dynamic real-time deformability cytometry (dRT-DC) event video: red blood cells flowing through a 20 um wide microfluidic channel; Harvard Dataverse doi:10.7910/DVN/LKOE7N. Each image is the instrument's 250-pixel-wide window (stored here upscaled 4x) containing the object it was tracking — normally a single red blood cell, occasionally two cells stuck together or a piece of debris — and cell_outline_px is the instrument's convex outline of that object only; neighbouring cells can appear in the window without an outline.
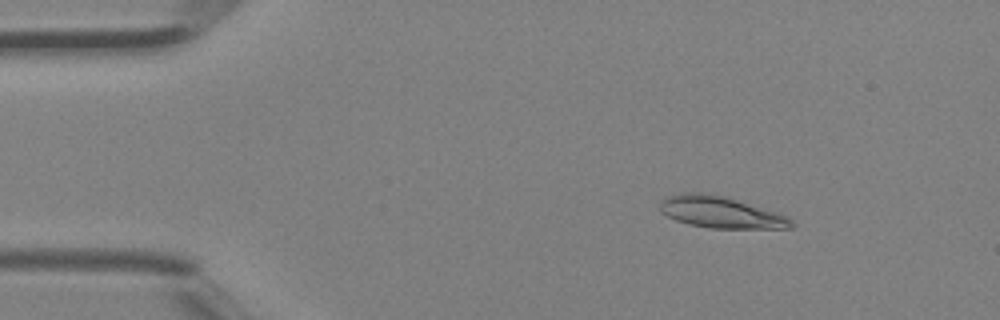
{"species": "Egyptian fruit bat (a non-hibernating species)", "species_latin": "Rousettus aegyptiacus", "temperature_condition": "room temperature", "stored_images_in_passage": 41, "camera_frame_rate_fps": 3000, "um_per_image_px": 0.085, "animal": {"sex": "female"}, "frame": {"image": 1, "passage_image": 6, "time_ms": 1.667, "image_size_px": [1000, 320], "cell_outline_px": [[796, 224], [792, 228], [708, 228], [688, 224], [676, 220], [660, 212], [660, 200], [668, 196], [684, 192], [704, 192], [724, 196], [788, 216]], "centroid_in_image_um": [61.24, 18.04], "position_along_channel_um": 23.8, "area_um2": 24.16}}
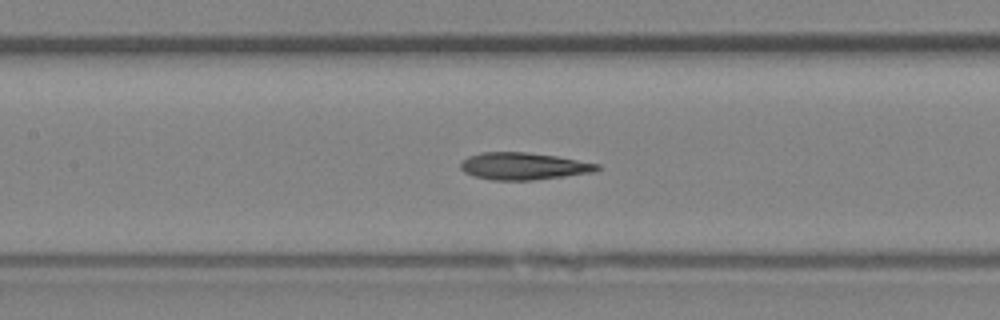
{"frame": {"image": 2, "passage_image": 19, "time_ms": 6.0, "image_size_px": [1000, 320], "cell_outline_px": [[600, 168], [596, 172], [536, 180], [492, 180], [476, 176], [464, 172], [460, 168], [460, 164], [468, 156], [480, 152], [524, 152], [556, 156], [600, 164]], "centroid_in_image_um": [44.52, 14.12], "position_along_channel_um": 162.9, "area_um2": 21.62}}
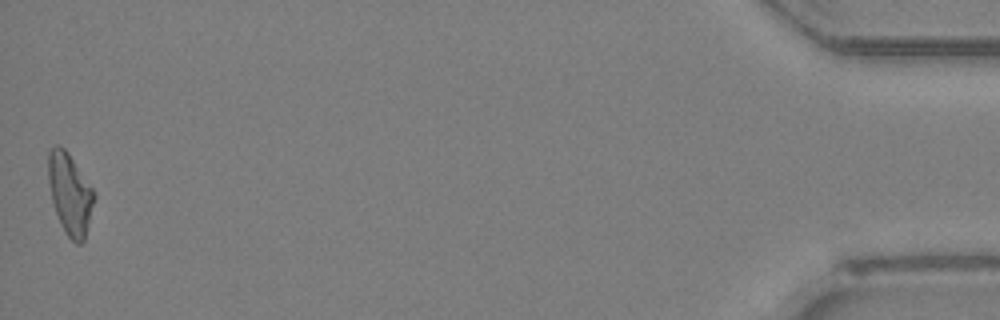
{"frame": {"image": 3, "passage_image": 41, "time_ms": 13.333, "image_size_px": [1000, 320], "cell_outline_px": [[96, 196], [84, 240], [80, 244], [76, 244], [64, 232], [52, 204], [48, 180], [48, 152], [56, 144], [60, 144], [68, 152], [92, 188]], "centroid_in_image_um": [5.93, 16.48], "position_along_channel_um": 429.3, "area_um2": 21.73}}